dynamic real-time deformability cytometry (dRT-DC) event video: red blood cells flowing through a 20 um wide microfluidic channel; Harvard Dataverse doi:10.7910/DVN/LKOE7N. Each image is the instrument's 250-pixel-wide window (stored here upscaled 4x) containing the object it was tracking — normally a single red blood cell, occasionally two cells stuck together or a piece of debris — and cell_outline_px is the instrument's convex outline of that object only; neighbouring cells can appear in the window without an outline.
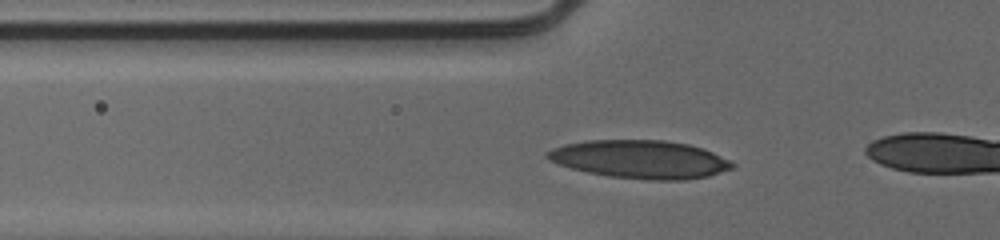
{"species": "human", "species_latin": "Homo sapiens", "temperature_condition": "cold", "stored_images_in_passage": 39, "camera_frame_rate_fps": 3000, "um_per_image_px": 0.085, "donor": {"sex": "male"}, "frame": {"image": 1, "passage_image": 14, "time_ms": 4.333, "image_size_px": [1000, 240], "cell_outline_px": [[736, 164], [732, 168], [708, 176], [684, 180], [648, 180], [608, 176], [588, 172], [572, 168], [548, 160], [544, 156], [552, 148], [564, 144], [588, 140], [664, 140], [688, 144], [704, 148]], "centroid_in_image_um": [54.4, 13.54], "position_along_channel_um": 71.4, "area_um2": 41.04}}
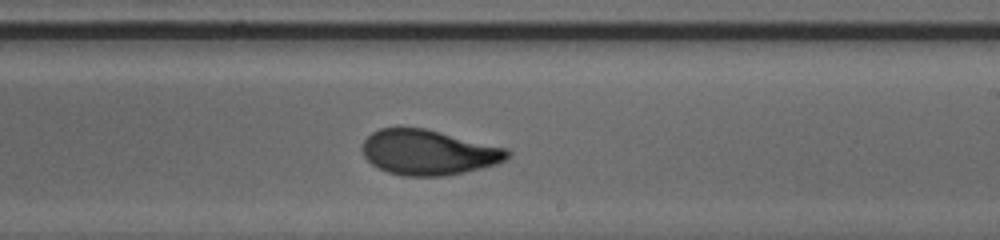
{"frame": {"image": 2, "passage_image": 28, "time_ms": 9.0, "image_size_px": [1000, 240], "cell_outline_px": [[512, 156], [496, 164], [464, 172], [444, 176], [404, 176], [388, 172], [372, 164], [364, 156], [360, 148], [364, 140], [372, 132], [380, 128], [424, 128], [508, 148], [512, 152]], "centroid_in_image_um": [36.43, 12.95], "position_along_channel_um": 252.6, "area_um2": 38.21}}
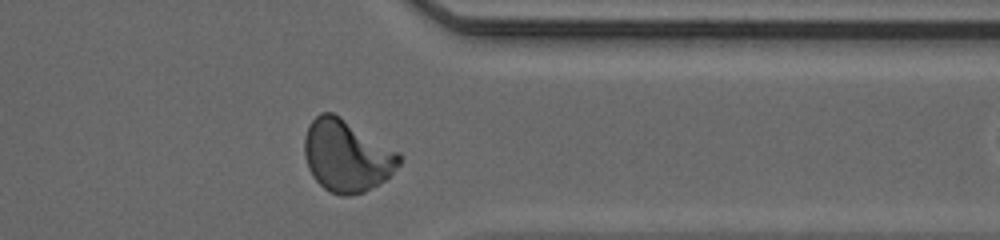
{"frame": {"image": 3, "passage_image": 38, "time_ms": 12.333, "image_size_px": [1000, 240], "cell_outline_px": [[400, 164], [384, 180], [364, 192], [348, 196], [340, 196], [324, 188], [312, 176], [308, 168], [304, 156], [304, 136], [308, 124], [320, 112], [332, 112], [340, 116], [400, 152]], "centroid_in_image_um": [29.44, 13.23], "position_along_channel_um": 382.0, "area_um2": 39.77}}